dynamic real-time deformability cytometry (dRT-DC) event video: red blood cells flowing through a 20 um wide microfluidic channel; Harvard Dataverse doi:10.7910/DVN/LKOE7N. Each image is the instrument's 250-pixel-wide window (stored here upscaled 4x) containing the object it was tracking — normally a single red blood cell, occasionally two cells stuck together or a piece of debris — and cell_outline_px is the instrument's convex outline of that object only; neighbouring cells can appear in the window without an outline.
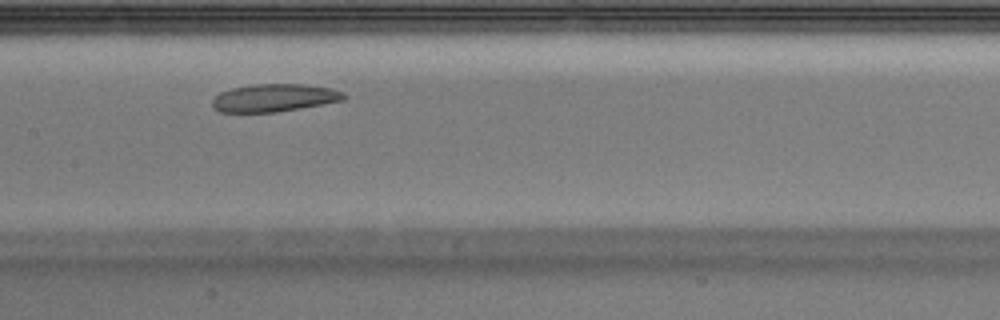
{"species": "Egyptian fruit bat (a non-hibernating species)", "species_latin": "Rousettus aegyptiacus", "temperature_condition": "warm", "stored_images_in_passage": 27, "camera_frame_rate_fps": 3000, "um_per_image_px": 0.085, "animal": {"sex": "male"}, "frame": {"image": 1, "passage_image": 12, "time_ms": 3.667, "image_size_px": [1000, 320], "cell_outline_px": [[348, 96], [344, 100], [300, 108], [276, 112], [220, 112], [212, 108], [212, 100], [220, 92], [232, 88], [252, 84], [304, 84], [332, 88], [344, 92]], "centroid_in_image_um": [23.32, 8.31], "position_along_channel_um": 184.1, "area_um2": 21.39}}
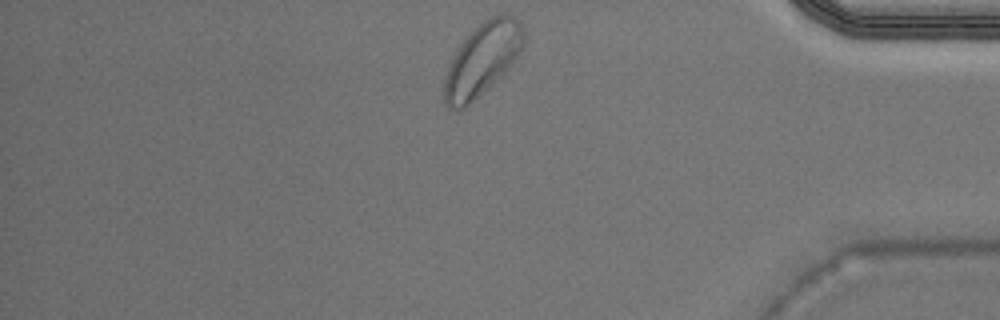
{"frame": {"image": 2, "passage_image": 27, "time_ms": 8.667, "image_size_px": [1000, 320], "cell_outline_px": [[524, 44], [520, 52], [500, 76], [496, 80], [464, 108], [456, 112], [444, 104], [444, 80], [448, 68], [460, 44], [484, 20], [496, 12], [508, 12], [516, 16], [520, 20], [524, 28]], "centroid_in_image_um": [41.03, 4.99], "position_along_channel_um": 394.2, "area_um2": 33.35}}